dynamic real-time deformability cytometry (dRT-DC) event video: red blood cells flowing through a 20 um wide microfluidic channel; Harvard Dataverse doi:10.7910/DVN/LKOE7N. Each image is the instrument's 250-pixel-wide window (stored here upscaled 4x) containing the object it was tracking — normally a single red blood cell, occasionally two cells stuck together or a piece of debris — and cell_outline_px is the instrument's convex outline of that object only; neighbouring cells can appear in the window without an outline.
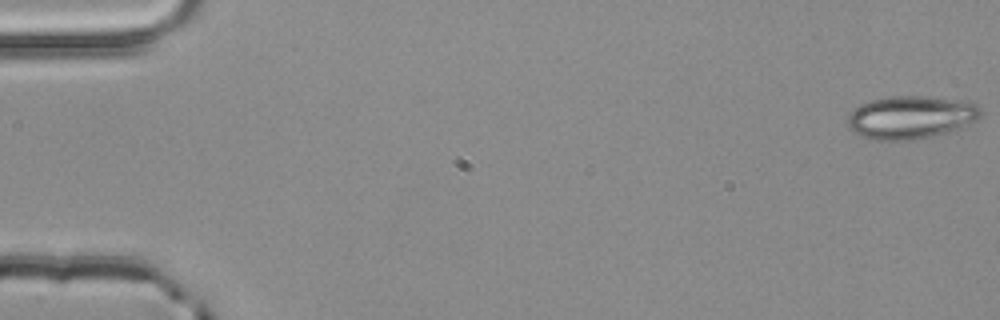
{"species": "common noctule bat (a hibernating species)", "species_latin": "Nyctalus noctula", "temperature_condition": "room temperature", "stored_images_in_passage": 5, "segment_of_instrument_passage": [1, 2], "camera_frame_rate_fps": 3000, "um_per_image_px": 0.085, "animal": {"sex": "male", "body_mass_g": 20.4}, "frame": {"image": 1, "passage_image": 1, "time_ms": 0.0, "image_size_px": [1000, 320], "cell_outline_px": [[980, 116], [976, 120], [956, 128], [932, 136], [908, 140], [872, 140], [860, 136], [852, 132], [848, 128], [848, 116], [852, 108], [860, 104], [872, 100], [888, 96], [920, 96], [964, 100], [976, 104], [980, 108]], "centroid_in_image_um": [77.34, 9.96], "position_along_channel_um": 7.7, "area_um2": 33.23}}